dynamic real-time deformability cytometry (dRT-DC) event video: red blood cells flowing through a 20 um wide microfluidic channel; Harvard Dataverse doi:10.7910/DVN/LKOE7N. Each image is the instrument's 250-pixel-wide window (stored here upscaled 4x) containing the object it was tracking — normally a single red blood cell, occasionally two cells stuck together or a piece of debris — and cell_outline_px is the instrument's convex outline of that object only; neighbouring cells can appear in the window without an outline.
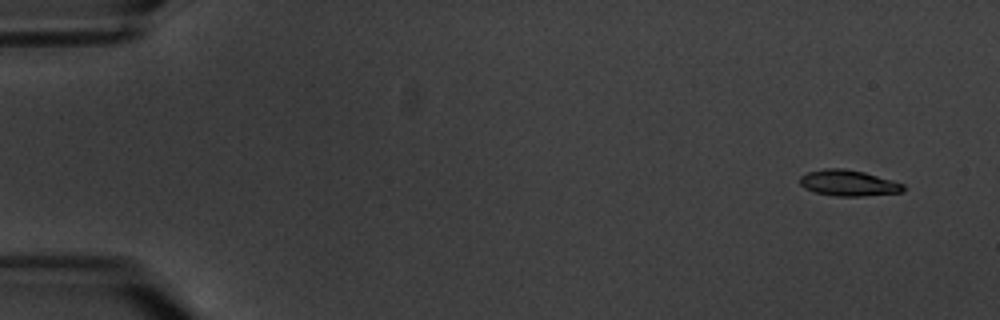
{"species": "common noctule bat (a hibernating species)", "species_latin": "Nyctalus noctula", "temperature_condition": "warm", "stored_images_in_passage": 9, "camera_frame_rate_fps": 3000, "um_per_image_px": 0.085, "animal": {"sex": "male", "body_mass_g": 20.1, "forearm_length_mm": 53.5}, "frame": {"image": 1, "passage_image": 1, "time_ms": 0.0, "image_size_px": [1000, 320], "cell_outline_px": [[904, 192], [860, 196], [836, 196], [812, 192], [804, 188], [800, 184], [800, 176], [808, 172], [824, 168], [844, 168], [864, 172], [892, 180], [904, 184]], "centroid_in_image_um": [72.09, 15.55], "position_along_channel_um": 12.9, "area_um2": 15.72}}
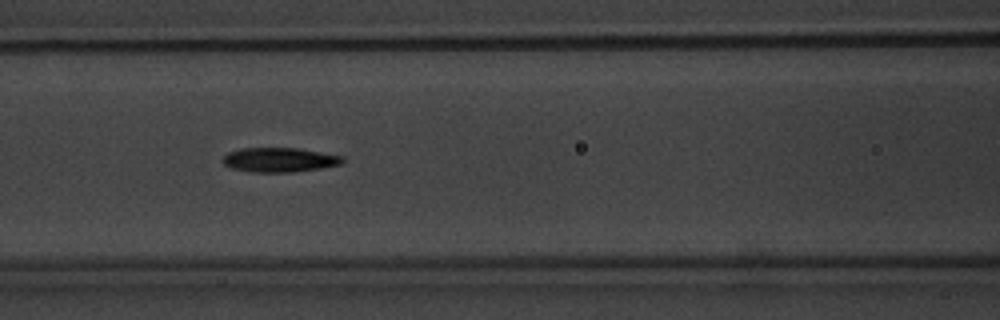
{"frame": {"image": 2, "passage_image": 7, "time_ms": 7.667, "image_size_px": [1000, 320], "cell_outline_px": [[344, 160], [340, 164], [320, 168], [292, 172], [248, 172], [232, 168], [224, 164], [220, 160], [228, 152], [240, 148], [296, 148], [344, 156]], "centroid_in_image_um": [23.71, 13.58], "position_along_channel_um": 142.9, "area_um2": 17.05}}
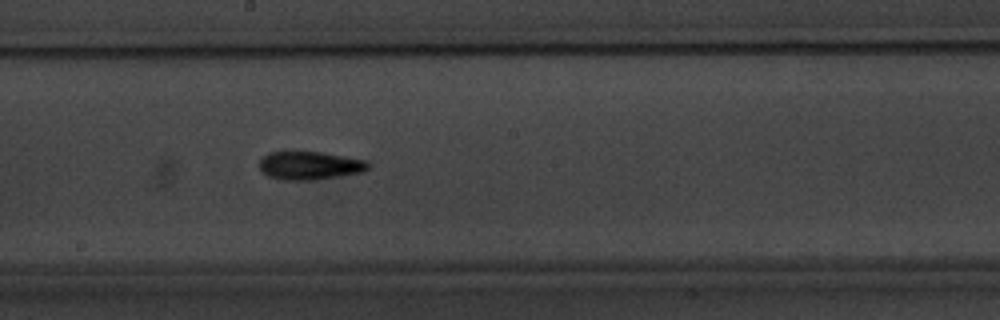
{"frame": {"image": 3, "passage_image": 9, "time_ms": 10.0, "image_size_px": [1000, 320], "cell_outline_px": [[372, 164], [364, 172], [340, 176], [312, 180], [284, 180], [268, 176], [260, 168], [260, 160], [268, 152], [320, 152], [368, 160]], "centroid_in_image_um": [26.38, 14.07], "position_along_channel_um": 221.8, "area_um2": 17.92}}